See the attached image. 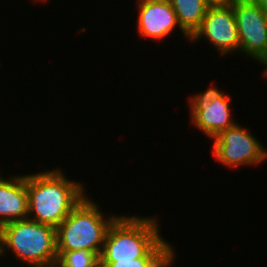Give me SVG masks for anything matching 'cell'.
<instances>
[{"label":"cell","mask_w":267,"mask_h":267,"mask_svg":"<svg viewBox=\"0 0 267 267\" xmlns=\"http://www.w3.org/2000/svg\"><path fill=\"white\" fill-rule=\"evenodd\" d=\"M0 174V227L13 221L27 219L28 192L26 173L10 175Z\"/></svg>","instance_id":"cell-10"},{"label":"cell","mask_w":267,"mask_h":267,"mask_svg":"<svg viewBox=\"0 0 267 267\" xmlns=\"http://www.w3.org/2000/svg\"><path fill=\"white\" fill-rule=\"evenodd\" d=\"M137 31L141 37L155 41L168 38L176 28L190 41V36L181 28L177 15L168 0H136Z\"/></svg>","instance_id":"cell-9"},{"label":"cell","mask_w":267,"mask_h":267,"mask_svg":"<svg viewBox=\"0 0 267 267\" xmlns=\"http://www.w3.org/2000/svg\"><path fill=\"white\" fill-rule=\"evenodd\" d=\"M212 155L222 166L239 168L256 166L267 160V150L250 129L237 122L212 138Z\"/></svg>","instance_id":"cell-5"},{"label":"cell","mask_w":267,"mask_h":267,"mask_svg":"<svg viewBox=\"0 0 267 267\" xmlns=\"http://www.w3.org/2000/svg\"><path fill=\"white\" fill-rule=\"evenodd\" d=\"M237 0H205L209 7L232 6Z\"/></svg>","instance_id":"cell-14"},{"label":"cell","mask_w":267,"mask_h":267,"mask_svg":"<svg viewBox=\"0 0 267 267\" xmlns=\"http://www.w3.org/2000/svg\"><path fill=\"white\" fill-rule=\"evenodd\" d=\"M181 28L191 37L200 27L209 6L205 0H168Z\"/></svg>","instance_id":"cell-12"},{"label":"cell","mask_w":267,"mask_h":267,"mask_svg":"<svg viewBox=\"0 0 267 267\" xmlns=\"http://www.w3.org/2000/svg\"><path fill=\"white\" fill-rule=\"evenodd\" d=\"M84 186L67 178L61 168L27 173V218L57 228L86 197Z\"/></svg>","instance_id":"cell-1"},{"label":"cell","mask_w":267,"mask_h":267,"mask_svg":"<svg viewBox=\"0 0 267 267\" xmlns=\"http://www.w3.org/2000/svg\"><path fill=\"white\" fill-rule=\"evenodd\" d=\"M188 98L190 121L208 138H214L237 123L232 117L230 94H225L216 85H209L207 90Z\"/></svg>","instance_id":"cell-6"},{"label":"cell","mask_w":267,"mask_h":267,"mask_svg":"<svg viewBox=\"0 0 267 267\" xmlns=\"http://www.w3.org/2000/svg\"><path fill=\"white\" fill-rule=\"evenodd\" d=\"M32 1L33 2L35 1L34 3H37V2H42L43 3V1L46 2V3H47V1L49 2V0H32Z\"/></svg>","instance_id":"cell-17"},{"label":"cell","mask_w":267,"mask_h":267,"mask_svg":"<svg viewBox=\"0 0 267 267\" xmlns=\"http://www.w3.org/2000/svg\"><path fill=\"white\" fill-rule=\"evenodd\" d=\"M204 39L216 48L219 58L239 53L240 41L232 6L209 7L190 43ZM235 53V54H233Z\"/></svg>","instance_id":"cell-8"},{"label":"cell","mask_w":267,"mask_h":267,"mask_svg":"<svg viewBox=\"0 0 267 267\" xmlns=\"http://www.w3.org/2000/svg\"><path fill=\"white\" fill-rule=\"evenodd\" d=\"M87 196L56 228L57 252L85 249L101 255L108 228L119 214L106 216Z\"/></svg>","instance_id":"cell-4"},{"label":"cell","mask_w":267,"mask_h":267,"mask_svg":"<svg viewBox=\"0 0 267 267\" xmlns=\"http://www.w3.org/2000/svg\"><path fill=\"white\" fill-rule=\"evenodd\" d=\"M0 256L2 257V247H1V233H0ZM0 257V259H1Z\"/></svg>","instance_id":"cell-18"},{"label":"cell","mask_w":267,"mask_h":267,"mask_svg":"<svg viewBox=\"0 0 267 267\" xmlns=\"http://www.w3.org/2000/svg\"><path fill=\"white\" fill-rule=\"evenodd\" d=\"M58 267H100V255L89 250L57 252Z\"/></svg>","instance_id":"cell-13"},{"label":"cell","mask_w":267,"mask_h":267,"mask_svg":"<svg viewBox=\"0 0 267 267\" xmlns=\"http://www.w3.org/2000/svg\"><path fill=\"white\" fill-rule=\"evenodd\" d=\"M256 3L260 8L267 10V0H252Z\"/></svg>","instance_id":"cell-15"},{"label":"cell","mask_w":267,"mask_h":267,"mask_svg":"<svg viewBox=\"0 0 267 267\" xmlns=\"http://www.w3.org/2000/svg\"><path fill=\"white\" fill-rule=\"evenodd\" d=\"M261 64H263L261 66H264L265 68L262 72V77H265L267 79V58Z\"/></svg>","instance_id":"cell-16"},{"label":"cell","mask_w":267,"mask_h":267,"mask_svg":"<svg viewBox=\"0 0 267 267\" xmlns=\"http://www.w3.org/2000/svg\"><path fill=\"white\" fill-rule=\"evenodd\" d=\"M233 12L240 41L239 54L261 64L267 58V10L252 0H237Z\"/></svg>","instance_id":"cell-7"},{"label":"cell","mask_w":267,"mask_h":267,"mask_svg":"<svg viewBox=\"0 0 267 267\" xmlns=\"http://www.w3.org/2000/svg\"><path fill=\"white\" fill-rule=\"evenodd\" d=\"M0 233L2 257L11 252L16 261L19 260L27 267H50L57 264L55 227L27 218L1 226Z\"/></svg>","instance_id":"cell-2"},{"label":"cell","mask_w":267,"mask_h":267,"mask_svg":"<svg viewBox=\"0 0 267 267\" xmlns=\"http://www.w3.org/2000/svg\"><path fill=\"white\" fill-rule=\"evenodd\" d=\"M163 237L141 258L115 262H100V267H171L176 259L173 244Z\"/></svg>","instance_id":"cell-11"},{"label":"cell","mask_w":267,"mask_h":267,"mask_svg":"<svg viewBox=\"0 0 267 267\" xmlns=\"http://www.w3.org/2000/svg\"><path fill=\"white\" fill-rule=\"evenodd\" d=\"M157 217L119 215L108 228L100 262L143 257L163 237Z\"/></svg>","instance_id":"cell-3"}]
</instances>
